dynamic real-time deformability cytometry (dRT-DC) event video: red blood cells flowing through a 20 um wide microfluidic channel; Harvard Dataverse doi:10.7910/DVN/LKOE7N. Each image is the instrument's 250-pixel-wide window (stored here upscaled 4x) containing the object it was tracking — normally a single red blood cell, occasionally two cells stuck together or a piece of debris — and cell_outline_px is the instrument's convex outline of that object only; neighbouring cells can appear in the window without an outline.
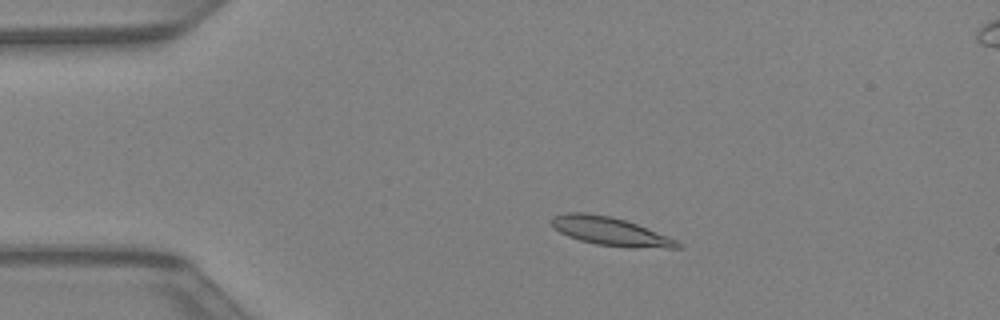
{"species": "Egyptian fruit bat (a non-hibernating species)", "species_latin": "Rousettus aegyptiacus", "temperature_condition": "warm", "stored_images_in_passage": 42, "camera_frame_rate_fps": 3000, "um_per_image_px": 0.085, "animal": {"sex": "female"}, "frame": {"image": 1, "passage_image": 8, "time_ms": 2.333, "image_size_px": [1000, 320], "cell_outline_px": [[684, 244], [680, 248], [628, 248], [596, 244], [580, 240], [568, 236], [560, 232], [548, 220], [552, 216], [564, 212], [584, 212], [612, 216], [636, 224], [676, 240]], "centroid_in_image_um": [51.85, 19.66], "position_along_channel_um": 33.1, "area_um2": 20.92}}
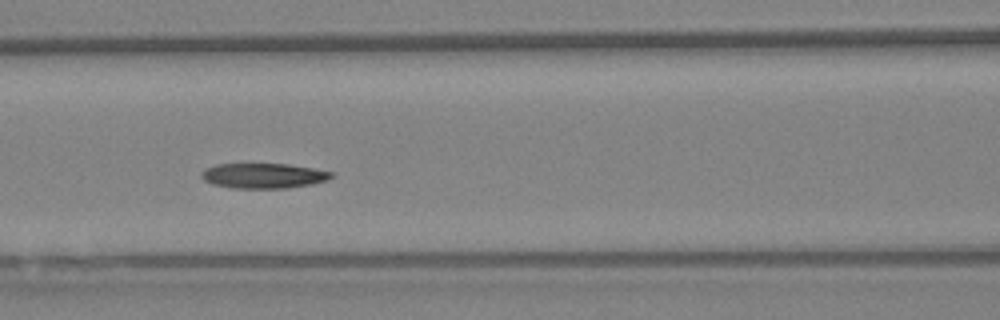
{"frame": {"image": 2, "passage_image": 18, "time_ms": 5.667, "image_size_px": [1000, 320], "cell_outline_px": [[332, 176], [328, 180], [312, 184], [288, 188], [232, 188], [212, 184], [204, 180], [200, 176], [200, 172], [204, 168], [216, 164], [288, 164], [312, 168], [332, 172]], "centroid_in_image_um": [22.35, 14.94], "position_along_channel_um": 144.3, "area_um2": 19.07}}
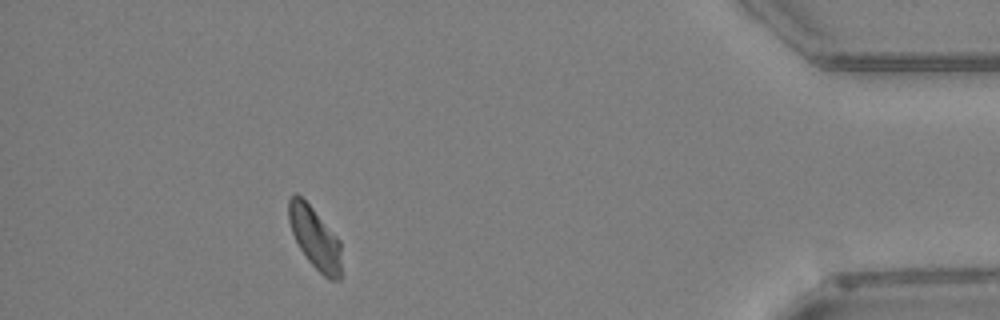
{"frame": {"image": 3, "passage_image": 38, "time_ms": 12.333, "image_size_px": [1000, 320], "cell_outline_px": [[340, 280], [328, 280], [308, 260], [300, 248], [292, 232], [288, 220], [288, 200], [296, 192], [312, 208], [340, 240]], "centroid_in_image_um": [26.75, 20.23], "position_along_channel_um": 408.4, "area_um2": 18.61}}